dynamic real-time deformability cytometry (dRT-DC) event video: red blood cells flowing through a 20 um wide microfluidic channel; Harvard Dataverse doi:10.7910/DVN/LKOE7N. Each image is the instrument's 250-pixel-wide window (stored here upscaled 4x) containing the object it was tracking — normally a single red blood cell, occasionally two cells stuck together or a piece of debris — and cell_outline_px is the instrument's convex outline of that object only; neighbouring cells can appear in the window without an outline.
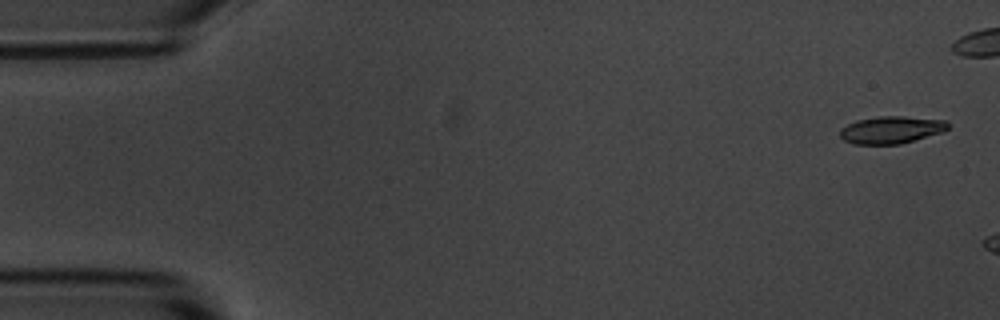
{"species": "common noctule bat (a hibernating species)", "species_latin": "Nyctalus noctula", "temperature_condition": "room temperature", "stored_images_in_passage": 5, "segment_of_instrument_passage": [2, 2], "camera_frame_rate_fps": 3000, "um_per_image_px": 0.085, "animal": {"sex": "male", "body_mass_g": 20.1, "forearm_length_mm": 53.5}, "frame": {"image": 1, "passage_image": 5, "time_ms": 5.667, "image_size_px": [1000, 320], "cell_outline_px": [[948, 128], [944, 132], [916, 140], [900, 144], [856, 144], [844, 140], [840, 136], [840, 128], [856, 120], [880, 116], [904, 116], [948, 120]], "centroid_in_image_um": [75.79, 11.03], "position_along_channel_um": 9.2, "area_um2": 17.34}}